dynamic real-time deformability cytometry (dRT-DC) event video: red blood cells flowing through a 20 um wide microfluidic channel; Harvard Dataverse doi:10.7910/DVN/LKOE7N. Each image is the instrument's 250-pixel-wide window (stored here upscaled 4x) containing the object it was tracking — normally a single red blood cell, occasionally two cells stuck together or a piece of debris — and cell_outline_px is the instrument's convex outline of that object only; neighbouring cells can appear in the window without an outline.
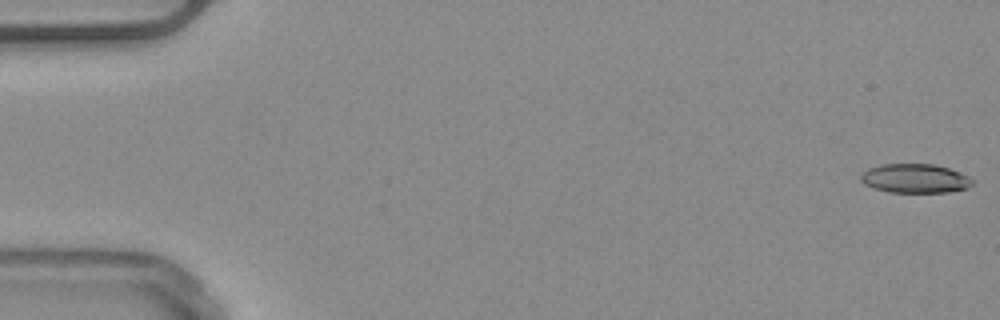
{"species": "common noctule bat (a hibernating species)", "species_latin": "Nyctalus noctula", "temperature_condition": "warm", "stored_images_in_passage": 52, "camera_frame_rate_fps": 3000, "um_per_image_px": 0.085, "animal": {"sex": "male", "body_mass_g": 20.4}, "frame": {"image": 1, "passage_image": 1, "time_ms": 0.0, "image_size_px": [1000, 320], "cell_outline_px": [[972, 184], [968, 188], [948, 192], [888, 192], [864, 184], [860, 180], [860, 176], [868, 168], [884, 164], [932, 164], [948, 168], [960, 172], [968, 176], [972, 180]], "centroid_in_image_um": [77.78, 15.17], "position_along_channel_um": 7.2, "area_um2": 18.79}}